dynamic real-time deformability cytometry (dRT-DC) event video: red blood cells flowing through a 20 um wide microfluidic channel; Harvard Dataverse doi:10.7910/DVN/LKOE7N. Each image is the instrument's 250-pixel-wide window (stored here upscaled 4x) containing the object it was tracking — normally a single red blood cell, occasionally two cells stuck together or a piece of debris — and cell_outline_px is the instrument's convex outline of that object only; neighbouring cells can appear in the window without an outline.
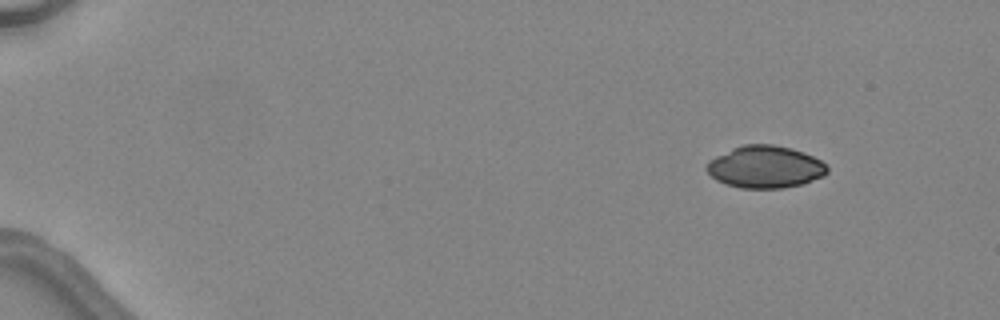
{"species": "common noctule bat (a hibernating species)", "species_latin": "Nyctalus noctula", "temperature_condition": "warm", "stored_images_in_passage": 3, "camera_frame_rate_fps": 3000, "um_per_image_px": 0.085, "animal": {"sex": "female", "body_mass_g": 24.6, "forearm_length_mm": 56.2}, "frame": {"image": 1, "passage_image": 1, "time_ms": 0.0, "image_size_px": [1000, 320], "cell_outline_px": [[828, 172], [824, 176], [804, 184], [784, 188], [740, 188], [724, 184], [716, 180], [704, 168], [708, 160], [732, 148], [744, 144], [772, 144], [792, 148], [804, 152], [820, 160], [828, 168]], "centroid_in_image_um": [65.03, 14.19], "position_along_channel_um": 20.0, "area_um2": 29.94}}